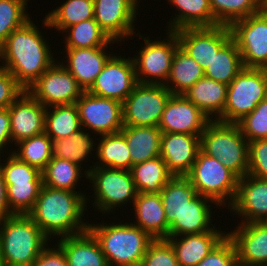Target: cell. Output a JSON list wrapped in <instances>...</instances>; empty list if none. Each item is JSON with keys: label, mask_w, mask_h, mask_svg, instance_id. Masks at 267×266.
<instances>
[{"label": "cell", "mask_w": 267, "mask_h": 266, "mask_svg": "<svg viewBox=\"0 0 267 266\" xmlns=\"http://www.w3.org/2000/svg\"><path fill=\"white\" fill-rule=\"evenodd\" d=\"M0 266H4V262H3V259H2L1 247H0Z\"/></svg>", "instance_id": "cell-53"}, {"label": "cell", "mask_w": 267, "mask_h": 266, "mask_svg": "<svg viewBox=\"0 0 267 266\" xmlns=\"http://www.w3.org/2000/svg\"><path fill=\"white\" fill-rule=\"evenodd\" d=\"M130 171L138 193L160 194L174 176L160 156L135 164Z\"/></svg>", "instance_id": "cell-30"}, {"label": "cell", "mask_w": 267, "mask_h": 266, "mask_svg": "<svg viewBox=\"0 0 267 266\" xmlns=\"http://www.w3.org/2000/svg\"><path fill=\"white\" fill-rule=\"evenodd\" d=\"M52 248H44L32 266H68L63 250L57 245Z\"/></svg>", "instance_id": "cell-50"}, {"label": "cell", "mask_w": 267, "mask_h": 266, "mask_svg": "<svg viewBox=\"0 0 267 266\" xmlns=\"http://www.w3.org/2000/svg\"><path fill=\"white\" fill-rule=\"evenodd\" d=\"M227 234L221 231H207L200 234H186L177 240L168 237L179 266H197Z\"/></svg>", "instance_id": "cell-23"}, {"label": "cell", "mask_w": 267, "mask_h": 266, "mask_svg": "<svg viewBox=\"0 0 267 266\" xmlns=\"http://www.w3.org/2000/svg\"><path fill=\"white\" fill-rule=\"evenodd\" d=\"M141 266H179V263L167 239H154L145 252Z\"/></svg>", "instance_id": "cell-46"}, {"label": "cell", "mask_w": 267, "mask_h": 266, "mask_svg": "<svg viewBox=\"0 0 267 266\" xmlns=\"http://www.w3.org/2000/svg\"><path fill=\"white\" fill-rule=\"evenodd\" d=\"M94 18V0H67L59 8L49 12L44 25L64 31L82 21Z\"/></svg>", "instance_id": "cell-35"}, {"label": "cell", "mask_w": 267, "mask_h": 266, "mask_svg": "<svg viewBox=\"0 0 267 266\" xmlns=\"http://www.w3.org/2000/svg\"><path fill=\"white\" fill-rule=\"evenodd\" d=\"M200 136L187 133H162L160 157L174 176H186L200 150Z\"/></svg>", "instance_id": "cell-19"}, {"label": "cell", "mask_w": 267, "mask_h": 266, "mask_svg": "<svg viewBox=\"0 0 267 266\" xmlns=\"http://www.w3.org/2000/svg\"><path fill=\"white\" fill-rule=\"evenodd\" d=\"M106 46L66 48L68 61L63 66L74 76L83 91H88L112 56L104 52Z\"/></svg>", "instance_id": "cell-22"}, {"label": "cell", "mask_w": 267, "mask_h": 266, "mask_svg": "<svg viewBox=\"0 0 267 266\" xmlns=\"http://www.w3.org/2000/svg\"><path fill=\"white\" fill-rule=\"evenodd\" d=\"M63 32H68L65 48L103 47L116 42L108 37L94 18L74 24Z\"/></svg>", "instance_id": "cell-39"}, {"label": "cell", "mask_w": 267, "mask_h": 266, "mask_svg": "<svg viewBox=\"0 0 267 266\" xmlns=\"http://www.w3.org/2000/svg\"><path fill=\"white\" fill-rule=\"evenodd\" d=\"M196 188L197 194L208 197L221 206L229 200L228 208L233 203L239 178L219 159L204 153L201 149L197 153L191 171L186 175Z\"/></svg>", "instance_id": "cell-6"}, {"label": "cell", "mask_w": 267, "mask_h": 266, "mask_svg": "<svg viewBox=\"0 0 267 266\" xmlns=\"http://www.w3.org/2000/svg\"><path fill=\"white\" fill-rule=\"evenodd\" d=\"M204 76L203 68L178 46L174 53L167 82L164 85L172 94H184ZM168 82H173L174 86H170Z\"/></svg>", "instance_id": "cell-31"}, {"label": "cell", "mask_w": 267, "mask_h": 266, "mask_svg": "<svg viewBox=\"0 0 267 266\" xmlns=\"http://www.w3.org/2000/svg\"><path fill=\"white\" fill-rule=\"evenodd\" d=\"M92 140L89 133H85L84 129H81L65 138L52 140V155L81 166L80 162L87 159V156L93 151L95 143Z\"/></svg>", "instance_id": "cell-40"}, {"label": "cell", "mask_w": 267, "mask_h": 266, "mask_svg": "<svg viewBox=\"0 0 267 266\" xmlns=\"http://www.w3.org/2000/svg\"><path fill=\"white\" fill-rule=\"evenodd\" d=\"M236 228L227 235L235 244L237 265L267 266V225L249 222Z\"/></svg>", "instance_id": "cell-20"}, {"label": "cell", "mask_w": 267, "mask_h": 266, "mask_svg": "<svg viewBox=\"0 0 267 266\" xmlns=\"http://www.w3.org/2000/svg\"><path fill=\"white\" fill-rule=\"evenodd\" d=\"M128 223L88 224V230L98 240L109 266H141L145 252L154 240L140 227Z\"/></svg>", "instance_id": "cell-4"}, {"label": "cell", "mask_w": 267, "mask_h": 266, "mask_svg": "<svg viewBox=\"0 0 267 266\" xmlns=\"http://www.w3.org/2000/svg\"><path fill=\"white\" fill-rule=\"evenodd\" d=\"M87 200L81 192L42 185L34 207L27 215L49 239L52 235L74 236L88 231L89 225L81 221Z\"/></svg>", "instance_id": "cell-2"}, {"label": "cell", "mask_w": 267, "mask_h": 266, "mask_svg": "<svg viewBox=\"0 0 267 266\" xmlns=\"http://www.w3.org/2000/svg\"><path fill=\"white\" fill-rule=\"evenodd\" d=\"M23 91L15 77L0 66V109L8 108Z\"/></svg>", "instance_id": "cell-49"}, {"label": "cell", "mask_w": 267, "mask_h": 266, "mask_svg": "<svg viewBox=\"0 0 267 266\" xmlns=\"http://www.w3.org/2000/svg\"><path fill=\"white\" fill-rule=\"evenodd\" d=\"M244 68L240 51L231 37L216 53L204 70L207 78L229 85Z\"/></svg>", "instance_id": "cell-32"}, {"label": "cell", "mask_w": 267, "mask_h": 266, "mask_svg": "<svg viewBox=\"0 0 267 266\" xmlns=\"http://www.w3.org/2000/svg\"><path fill=\"white\" fill-rule=\"evenodd\" d=\"M137 227L147 232L153 239H167V223L160 194L138 193L133 202Z\"/></svg>", "instance_id": "cell-25"}, {"label": "cell", "mask_w": 267, "mask_h": 266, "mask_svg": "<svg viewBox=\"0 0 267 266\" xmlns=\"http://www.w3.org/2000/svg\"><path fill=\"white\" fill-rule=\"evenodd\" d=\"M263 223L267 225V217L264 219Z\"/></svg>", "instance_id": "cell-55"}, {"label": "cell", "mask_w": 267, "mask_h": 266, "mask_svg": "<svg viewBox=\"0 0 267 266\" xmlns=\"http://www.w3.org/2000/svg\"><path fill=\"white\" fill-rule=\"evenodd\" d=\"M179 11L169 22L170 31L181 28L215 27L210 0H169ZM171 25V26H170Z\"/></svg>", "instance_id": "cell-29"}, {"label": "cell", "mask_w": 267, "mask_h": 266, "mask_svg": "<svg viewBox=\"0 0 267 266\" xmlns=\"http://www.w3.org/2000/svg\"><path fill=\"white\" fill-rule=\"evenodd\" d=\"M82 129L87 126L96 133L108 135L123 128V103L85 91L75 103ZM84 126V127H83Z\"/></svg>", "instance_id": "cell-13"}, {"label": "cell", "mask_w": 267, "mask_h": 266, "mask_svg": "<svg viewBox=\"0 0 267 266\" xmlns=\"http://www.w3.org/2000/svg\"><path fill=\"white\" fill-rule=\"evenodd\" d=\"M197 266H237V251L226 235Z\"/></svg>", "instance_id": "cell-47"}, {"label": "cell", "mask_w": 267, "mask_h": 266, "mask_svg": "<svg viewBox=\"0 0 267 266\" xmlns=\"http://www.w3.org/2000/svg\"><path fill=\"white\" fill-rule=\"evenodd\" d=\"M244 222H263L267 217V179L245 175L238 180L237 193L230 205ZM246 220V221H245Z\"/></svg>", "instance_id": "cell-21"}, {"label": "cell", "mask_w": 267, "mask_h": 266, "mask_svg": "<svg viewBox=\"0 0 267 266\" xmlns=\"http://www.w3.org/2000/svg\"><path fill=\"white\" fill-rule=\"evenodd\" d=\"M171 95L163 84L138 83L123 102L124 126L158 127Z\"/></svg>", "instance_id": "cell-9"}, {"label": "cell", "mask_w": 267, "mask_h": 266, "mask_svg": "<svg viewBox=\"0 0 267 266\" xmlns=\"http://www.w3.org/2000/svg\"><path fill=\"white\" fill-rule=\"evenodd\" d=\"M51 108H46L44 132L52 140L65 138L82 129L76 104L55 105Z\"/></svg>", "instance_id": "cell-34"}, {"label": "cell", "mask_w": 267, "mask_h": 266, "mask_svg": "<svg viewBox=\"0 0 267 266\" xmlns=\"http://www.w3.org/2000/svg\"><path fill=\"white\" fill-rule=\"evenodd\" d=\"M196 195V188L186 176L172 177L160 192L166 220L169 225L175 218L180 217L181 212Z\"/></svg>", "instance_id": "cell-33"}, {"label": "cell", "mask_w": 267, "mask_h": 266, "mask_svg": "<svg viewBox=\"0 0 267 266\" xmlns=\"http://www.w3.org/2000/svg\"><path fill=\"white\" fill-rule=\"evenodd\" d=\"M168 31V37L165 39L167 41L163 39V41L154 40L152 42L148 37L147 39L146 37L143 38L144 47L139 51L138 57L132 58L138 83L165 84L170 73L174 53L179 46L176 33L169 29ZM161 79L164 81L162 82Z\"/></svg>", "instance_id": "cell-11"}, {"label": "cell", "mask_w": 267, "mask_h": 266, "mask_svg": "<svg viewBox=\"0 0 267 266\" xmlns=\"http://www.w3.org/2000/svg\"><path fill=\"white\" fill-rule=\"evenodd\" d=\"M58 246L63 250L68 266H109L98 240L89 230L62 237Z\"/></svg>", "instance_id": "cell-24"}, {"label": "cell", "mask_w": 267, "mask_h": 266, "mask_svg": "<svg viewBox=\"0 0 267 266\" xmlns=\"http://www.w3.org/2000/svg\"><path fill=\"white\" fill-rule=\"evenodd\" d=\"M200 149L219 159L239 179L248 174L249 142L237 124L212 119L200 136Z\"/></svg>", "instance_id": "cell-5"}, {"label": "cell", "mask_w": 267, "mask_h": 266, "mask_svg": "<svg viewBox=\"0 0 267 266\" xmlns=\"http://www.w3.org/2000/svg\"><path fill=\"white\" fill-rule=\"evenodd\" d=\"M264 101L267 102V91H266V95H265V97H264Z\"/></svg>", "instance_id": "cell-56"}, {"label": "cell", "mask_w": 267, "mask_h": 266, "mask_svg": "<svg viewBox=\"0 0 267 266\" xmlns=\"http://www.w3.org/2000/svg\"><path fill=\"white\" fill-rule=\"evenodd\" d=\"M210 203H216L212 199L197 194L181 212L179 218L169 225L168 237H179L186 234H200L207 231H220L213 226L210 228L212 211ZM211 214V215H210Z\"/></svg>", "instance_id": "cell-26"}, {"label": "cell", "mask_w": 267, "mask_h": 266, "mask_svg": "<svg viewBox=\"0 0 267 266\" xmlns=\"http://www.w3.org/2000/svg\"><path fill=\"white\" fill-rule=\"evenodd\" d=\"M211 120L183 94H172L162 113L158 128L162 133L201 135Z\"/></svg>", "instance_id": "cell-17"}, {"label": "cell", "mask_w": 267, "mask_h": 266, "mask_svg": "<svg viewBox=\"0 0 267 266\" xmlns=\"http://www.w3.org/2000/svg\"><path fill=\"white\" fill-rule=\"evenodd\" d=\"M179 46L205 70L219 49L232 37L230 27L181 28L176 31Z\"/></svg>", "instance_id": "cell-15"}, {"label": "cell", "mask_w": 267, "mask_h": 266, "mask_svg": "<svg viewBox=\"0 0 267 266\" xmlns=\"http://www.w3.org/2000/svg\"><path fill=\"white\" fill-rule=\"evenodd\" d=\"M11 215L13 214L10 212L8 206L6 184L0 167V220Z\"/></svg>", "instance_id": "cell-52"}, {"label": "cell", "mask_w": 267, "mask_h": 266, "mask_svg": "<svg viewBox=\"0 0 267 266\" xmlns=\"http://www.w3.org/2000/svg\"><path fill=\"white\" fill-rule=\"evenodd\" d=\"M18 151L12 153L21 161L42 171L53 157L52 139L44 132L17 143Z\"/></svg>", "instance_id": "cell-41"}, {"label": "cell", "mask_w": 267, "mask_h": 266, "mask_svg": "<svg viewBox=\"0 0 267 266\" xmlns=\"http://www.w3.org/2000/svg\"><path fill=\"white\" fill-rule=\"evenodd\" d=\"M43 106L75 104L84 93L74 76L56 61L27 89Z\"/></svg>", "instance_id": "cell-12"}, {"label": "cell", "mask_w": 267, "mask_h": 266, "mask_svg": "<svg viewBox=\"0 0 267 266\" xmlns=\"http://www.w3.org/2000/svg\"><path fill=\"white\" fill-rule=\"evenodd\" d=\"M248 174L267 179V139L249 142Z\"/></svg>", "instance_id": "cell-48"}, {"label": "cell", "mask_w": 267, "mask_h": 266, "mask_svg": "<svg viewBox=\"0 0 267 266\" xmlns=\"http://www.w3.org/2000/svg\"><path fill=\"white\" fill-rule=\"evenodd\" d=\"M263 5H264V8L267 9V0H265V1L263 2Z\"/></svg>", "instance_id": "cell-54"}, {"label": "cell", "mask_w": 267, "mask_h": 266, "mask_svg": "<svg viewBox=\"0 0 267 266\" xmlns=\"http://www.w3.org/2000/svg\"><path fill=\"white\" fill-rule=\"evenodd\" d=\"M101 138L96 147L99 161L95 166L131 170L130 151L124 135L116 132Z\"/></svg>", "instance_id": "cell-36"}, {"label": "cell", "mask_w": 267, "mask_h": 266, "mask_svg": "<svg viewBox=\"0 0 267 266\" xmlns=\"http://www.w3.org/2000/svg\"><path fill=\"white\" fill-rule=\"evenodd\" d=\"M32 20L15 29L0 45L1 66L27 90L55 61Z\"/></svg>", "instance_id": "cell-1"}, {"label": "cell", "mask_w": 267, "mask_h": 266, "mask_svg": "<svg viewBox=\"0 0 267 266\" xmlns=\"http://www.w3.org/2000/svg\"><path fill=\"white\" fill-rule=\"evenodd\" d=\"M227 90L228 85L204 76L189 88L183 96L209 118H213V115L215 117L218 115L219 117L214 119L223 122V109L226 103Z\"/></svg>", "instance_id": "cell-27"}, {"label": "cell", "mask_w": 267, "mask_h": 266, "mask_svg": "<svg viewBox=\"0 0 267 266\" xmlns=\"http://www.w3.org/2000/svg\"><path fill=\"white\" fill-rule=\"evenodd\" d=\"M28 0H0V45L31 18L26 14Z\"/></svg>", "instance_id": "cell-43"}, {"label": "cell", "mask_w": 267, "mask_h": 266, "mask_svg": "<svg viewBox=\"0 0 267 266\" xmlns=\"http://www.w3.org/2000/svg\"><path fill=\"white\" fill-rule=\"evenodd\" d=\"M0 247L4 266H32L49 238L27 214L0 220Z\"/></svg>", "instance_id": "cell-3"}, {"label": "cell", "mask_w": 267, "mask_h": 266, "mask_svg": "<svg viewBox=\"0 0 267 266\" xmlns=\"http://www.w3.org/2000/svg\"><path fill=\"white\" fill-rule=\"evenodd\" d=\"M11 141L15 144L44 133L46 107L27 90L8 107Z\"/></svg>", "instance_id": "cell-18"}, {"label": "cell", "mask_w": 267, "mask_h": 266, "mask_svg": "<svg viewBox=\"0 0 267 266\" xmlns=\"http://www.w3.org/2000/svg\"><path fill=\"white\" fill-rule=\"evenodd\" d=\"M129 146L133 165L160 156L162 132L152 126H123L120 131Z\"/></svg>", "instance_id": "cell-28"}, {"label": "cell", "mask_w": 267, "mask_h": 266, "mask_svg": "<svg viewBox=\"0 0 267 266\" xmlns=\"http://www.w3.org/2000/svg\"><path fill=\"white\" fill-rule=\"evenodd\" d=\"M138 84L132 58L112 55L87 91L93 95L123 103Z\"/></svg>", "instance_id": "cell-14"}, {"label": "cell", "mask_w": 267, "mask_h": 266, "mask_svg": "<svg viewBox=\"0 0 267 266\" xmlns=\"http://www.w3.org/2000/svg\"><path fill=\"white\" fill-rule=\"evenodd\" d=\"M11 141L10 114L8 108L0 109V152ZM1 154V153H0Z\"/></svg>", "instance_id": "cell-51"}, {"label": "cell", "mask_w": 267, "mask_h": 266, "mask_svg": "<svg viewBox=\"0 0 267 266\" xmlns=\"http://www.w3.org/2000/svg\"><path fill=\"white\" fill-rule=\"evenodd\" d=\"M138 0H94V19L111 40L133 36ZM120 39V40H118Z\"/></svg>", "instance_id": "cell-16"}, {"label": "cell", "mask_w": 267, "mask_h": 266, "mask_svg": "<svg viewBox=\"0 0 267 266\" xmlns=\"http://www.w3.org/2000/svg\"><path fill=\"white\" fill-rule=\"evenodd\" d=\"M12 214H28L38 198L43 182H5Z\"/></svg>", "instance_id": "cell-42"}, {"label": "cell", "mask_w": 267, "mask_h": 266, "mask_svg": "<svg viewBox=\"0 0 267 266\" xmlns=\"http://www.w3.org/2000/svg\"><path fill=\"white\" fill-rule=\"evenodd\" d=\"M236 124L248 142L267 139V102L261 101L250 114Z\"/></svg>", "instance_id": "cell-44"}, {"label": "cell", "mask_w": 267, "mask_h": 266, "mask_svg": "<svg viewBox=\"0 0 267 266\" xmlns=\"http://www.w3.org/2000/svg\"><path fill=\"white\" fill-rule=\"evenodd\" d=\"M231 35L240 51L244 68H267V9L234 21Z\"/></svg>", "instance_id": "cell-10"}, {"label": "cell", "mask_w": 267, "mask_h": 266, "mask_svg": "<svg viewBox=\"0 0 267 266\" xmlns=\"http://www.w3.org/2000/svg\"><path fill=\"white\" fill-rule=\"evenodd\" d=\"M80 168L82 167L69 160L53 156L41 171L43 185L53 189L75 192V185L82 175Z\"/></svg>", "instance_id": "cell-37"}, {"label": "cell", "mask_w": 267, "mask_h": 266, "mask_svg": "<svg viewBox=\"0 0 267 266\" xmlns=\"http://www.w3.org/2000/svg\"><path fill=\"white\" fill-rule=\"evenodd\" d=\"M7 162L0 167L5 182H43L41 171L21 161L13 153H10Z\"/></svg>", "instance_id": "cell-45"}, {"label": "cell", "mask_w": 267, "mask_h": 266, "mask_svg": "<svg viewBox=\"0 0 267 266\" xmlns=\"http://www.w3.org/2000/svg\"><path fill=\"white\" fill-rule=\"evenodd\" d=\"M267 91V70L243 68L228 85L223 109V123L236 124L264 100Z\"/></svg>", "instance_id": "cell-7"}, {"label": "cell", "mask_w": 267, "mask_h": 266, "mask_svg": "<svg viewBox=\"0 0 267 266\" xmlns=\"http://www.w3.org/2000/svg\"><path fill=\"white\" fill-rule=\"evenodd\" d=\"M215 26H230L234 21L257 14L263 8L262 0H210Z\"/></svg>", "instance_id": "cell-38"}, {"label": "cell", "mask_w": 267, "mask_h": 266, "mask_svg": "<svg viewBox=\"0 0 267 266\" xmlns=\"http://www.w3.org/2000/svg\"><path fill=\"white\" fill-rule=\"evenodd\" d=\"M91 168L88 171L86 169L84 174L93 181L94 205L100 212L109 213L126 201H135L138 191L130 170L99 166Z\"/></svg>", "instance_id": "cell-8"}]
</instances>
